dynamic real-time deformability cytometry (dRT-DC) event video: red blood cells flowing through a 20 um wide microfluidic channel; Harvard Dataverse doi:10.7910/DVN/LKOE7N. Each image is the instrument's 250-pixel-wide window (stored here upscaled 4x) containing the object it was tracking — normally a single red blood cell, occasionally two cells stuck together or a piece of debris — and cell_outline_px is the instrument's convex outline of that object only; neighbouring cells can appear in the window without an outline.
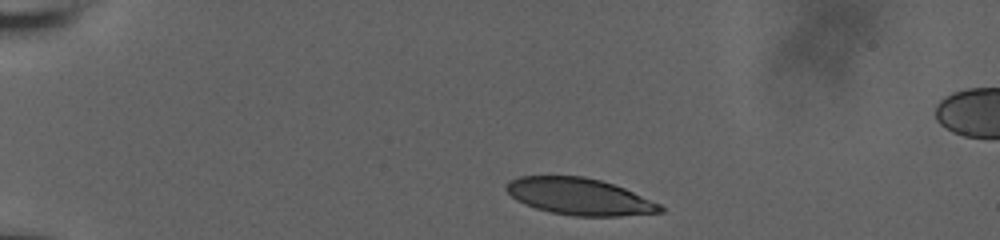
{"species": "human", "species_latin": "Homo sapiens", "temperature_condition": "room temperature", "stored_images_in_passage": 24, "camera_frame_rate_fps": 3000, "um_per_image_px": 0.085, "donor": {"sex": "male"}, "frame": {"image": 1, "passage_image": 1, "time_ms": 0.0, "image_size_px": [1000, 240], "cell_outline_px": [[664, 212], [620, 216], [576, 216], [552, 212], [536, 208], [524, 204], [516, 200], [504, 188], [508, 180], [520, 176], [584, 176], [600, 180], [624, 188], [660, 204], [664, 208]], "centroid_in_image_um": [49.23, 16.7], "position_along_channel_um": 35.8, "area_um2": 32.89}}
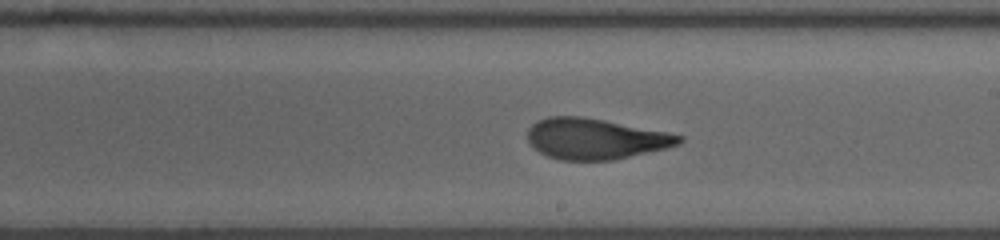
{"frame": {"image": 2, "passage_image": 15, "time_ms": 7.333, "image_size_px": [1000, 240], "cell_outline_px": [[684, 140], [680, 144], [668, 148], [612, 160], [560, 160], [548, 156], [540, 152], [528, 140], [528, 128], [536, 120], [548, 116], [580, 116], [604, 120], [668, 132], [684, 136]], "centroid_in_image_um": [50.63, 11.79], "position_along_channel_um": 238.4, "area_um2": 36.01}}
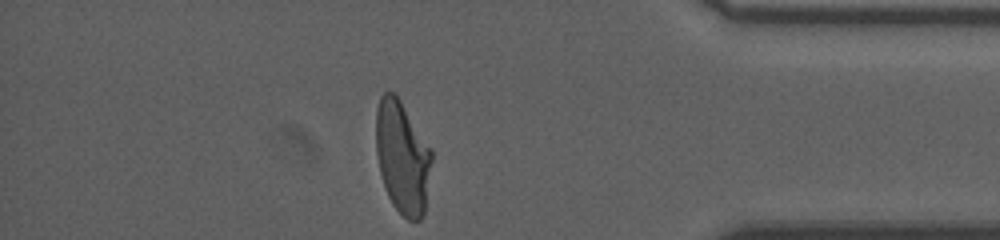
{"frame": {"image": 3, "passage_image": 24, "time_ms": 12.333, "image_size_px": [1000, 240], "cell_outline_px": [[432, 160], [424, 216], [420, 220], [408, 220], [392, 204], [388, 196], [380, 172], [376, 152], [376, 108], [380, 96], [384, 92], [392, 92], [400, 100], [432, 148]], "centroid_in_image_um": [34.21, 13.36], "position_along_channel_um": 401.0, "area_um2": 36.65}, "authors_computed_cell_mechanics": {"area_um2": 36.125, "velocity_mm_per_s": 3.7543, "shape_relaxation_time_tau1_ms": 7.9891, "shape_relaxation_time_tau2_ms": 1.2168, "deformation_change_tau1": 0.2529, "deformation_change_tau2": 0.0865}}